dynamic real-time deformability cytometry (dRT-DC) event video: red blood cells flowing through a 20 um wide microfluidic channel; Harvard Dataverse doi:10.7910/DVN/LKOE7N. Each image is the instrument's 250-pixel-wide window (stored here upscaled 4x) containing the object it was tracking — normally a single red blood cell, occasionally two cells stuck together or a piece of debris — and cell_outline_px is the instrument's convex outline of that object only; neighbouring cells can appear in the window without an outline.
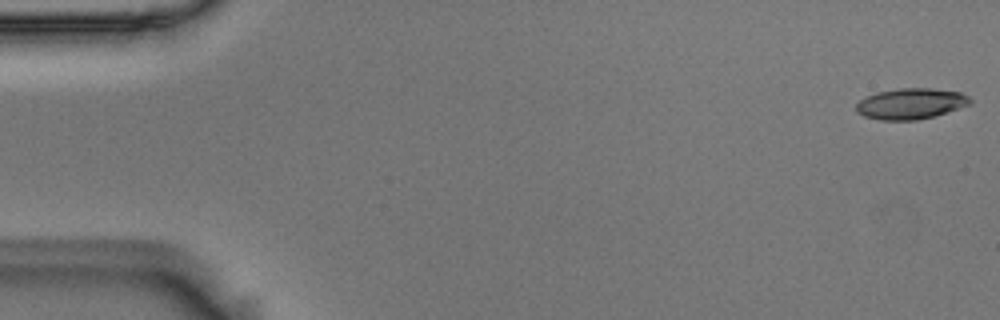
{"species": "Egyptian fruit bat (a non-hibernating species)", "species_latin": "Rousettus aegyptiacus", "temperature_condition": "room temperature", "stored_images_in_passage": 5, "camera_frame_rate_fps": 3000, "um_per_image_px": 0.085, "animal": {"sex": "male"}, "frame": {"image": 1, "passage_image": 1, "time_ms": 0.0, "image_size_px": [1000, 320], "cell_outline_px": [[972, 104], [932, 116], [916, 120], [880, 120], [864, 116], [856, 112], [856, 104], [860, 100], [876, 92], [900, 88], [932, 88], [960, 92], [968, 96], [972, 100]], "centroid_in_image_um": [77.41, 8.81], "position_along_channel_um": 7.6, "area_um2": 20.4}}
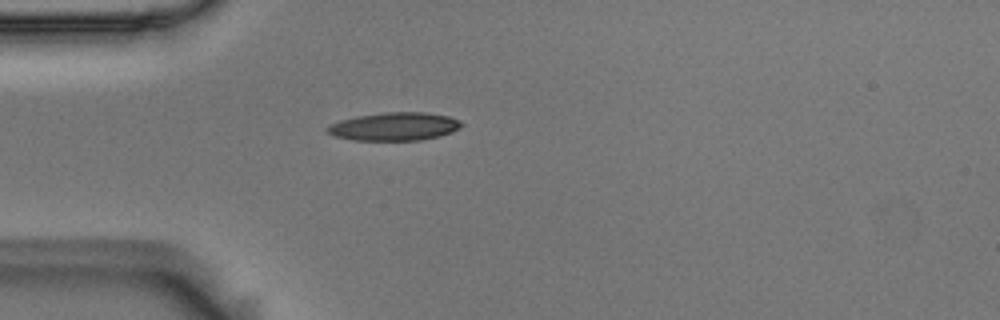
{"frame": {"image": 2, "passage_image": 5, "time_ms": 1.333, "image_size_px": [1000, 320], "cell_outline_px": [[464, 124], [460, 128], [452, 132], [440, 136], [420, 140], [356, 140], [336, 136], [328, 132], [324, 128], [328, 124], [340, 120], [356, 116], [384, 112], [424, 112], [448, 116], [460, 120]], "centroid_in_image_um": [33.53, 10.74], "position_along_channel_um": 51.5, "area_um2": 22.08}}